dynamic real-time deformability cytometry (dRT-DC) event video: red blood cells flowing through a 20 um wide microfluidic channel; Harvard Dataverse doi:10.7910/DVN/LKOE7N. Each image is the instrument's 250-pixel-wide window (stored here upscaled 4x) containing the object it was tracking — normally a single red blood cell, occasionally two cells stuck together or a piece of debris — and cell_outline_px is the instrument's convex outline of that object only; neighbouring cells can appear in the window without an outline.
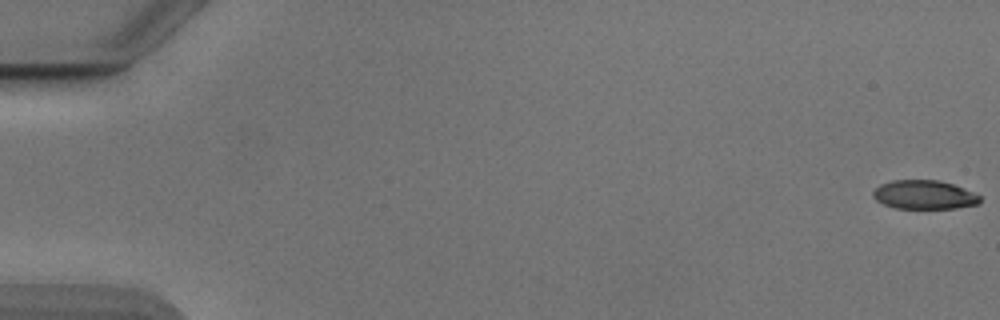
{"species": "Egyptian fruit bat (a non-hibernating species)", "species_latin": "Rousettus aegyptiacus", "temperature_condition": "cold", "stored_images_in_passage": 49, "camera_frame_rate_fps": 3000, "um_per_image_px": 0.085, "animal": {"sex": "male"}, "frame": {"image": 1, "passage_image": 1, "time_ms": 0.0, "image_size_px": [1000, 320], "cell_outline_px": [[980, 204], [956, 208], [896, 208], [884, 204], [876, 200], [872, 196], [872, 192], [880, 184], [892, 180], [940, 180], [964, 188], [980, 196]], "centroid_in_image_um": [78.55, 16.55], "position_along_channel_um": 6.4, "area_um2": 17.98}}
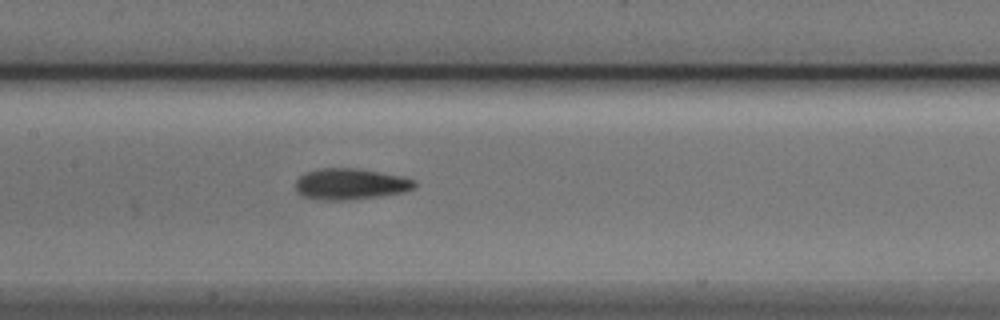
{"frame": {"image": 2, "passage_image": 27, "time_ms": 8.667, "image_size_px": [1000, 320], "cell_outline_px": [[416, 184], [412, 188], [404, 192], [380, 196], [344, 200], [320, 200], [300, 196], [296, 192], [296, 180], [300, 176], [308, 172], [320, 168], [356, 168], [400, 176], [416, 180]], "centroid_in_image_um": [29.75, 15.65], "position_along_channel_um": 177.7, "area_um2": 21.5}}
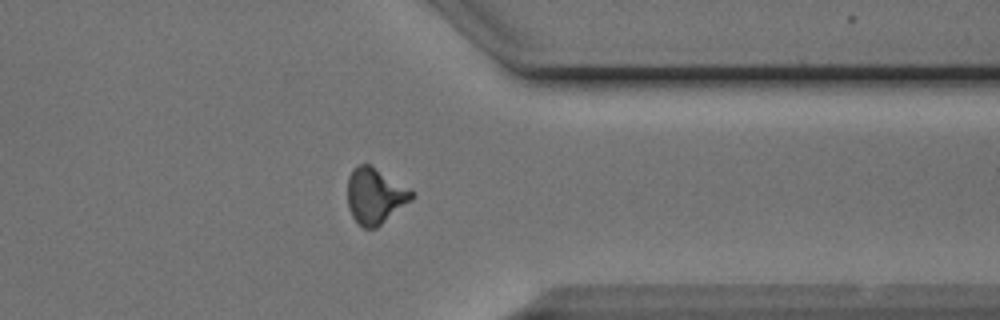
{"frame": {"image": 3, "passage_image": 43, "time_ms": 14.0, "image_size_px": [1000, 320], "cell_outline_px": [[416, 196], [412, 200], [376, 228], [364, 228], [352, 216], [348, 208], [348, 176], [352, 168], [360, 164], [368, 164], [412, 192]], "centroid_in_image_um": [31.84, 16.67], "position_along_channel_um": 379.6, "area_um2": 20.29}, "authors_computed_cell_mechanics": {"area_um2": 20.4034, "velocity_mm_per_s": 3.8939, "shape_relaxation_time_tau1_ms": 4.2987, "shape_relaxation_time_tau2_ms": 2.05, "deformation_change_tau1": 0.1452, "deformation_change_tau2": 0.0941}}